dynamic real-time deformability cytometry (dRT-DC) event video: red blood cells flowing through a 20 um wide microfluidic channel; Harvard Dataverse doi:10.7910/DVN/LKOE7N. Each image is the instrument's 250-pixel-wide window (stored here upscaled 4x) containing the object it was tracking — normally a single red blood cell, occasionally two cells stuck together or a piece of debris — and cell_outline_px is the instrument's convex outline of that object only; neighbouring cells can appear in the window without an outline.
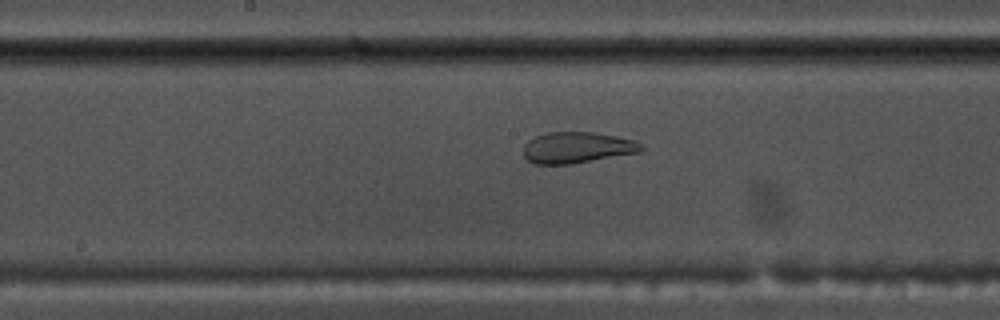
{"species": "common noctule bat (a hibernating species)", "species_latin": "Nyctalus noctula", "temperature_condition": "warm", "stored_images_in_passage": 50, "camera_frame_rate_fps": 3000, "um_per_image_px": 0.085, "animal": {"sex": "male", "body_mass_g": 17.5, "forearm_length_mm": 52.3}, "frame": {"image": 1, "passage_image": 24, "time_ms": 7.667, "image_size_px": [1000, 320], "cell_outline_px": [[648, 148], [640, 152], [572, 164], [532, 164], [524, 156], [524, 144], [528, 140], [536, 136], [548, 132], [596, 132], [636, 140], [644, 144]], "centroid_in_image_um": [49.11, 12.54], "position_along_channel_um": 199.1, "area_um2": 21.73}}
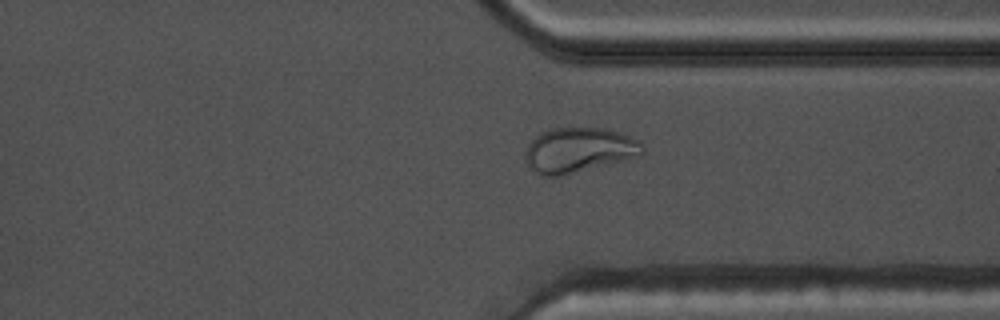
{"frame": {"image": 2, "passage_image": 37, "time_ms": 12.0, "image_size_px": [1000, 320], "cell_outline_px": [[644, 152], [640, 156], [556, 176], [544, 176], [536, 172], [528, 164], [524, 156], [524, 152], [528, 144], [536, 136], [552, 128], [604, 128], [620, 132], [640, 140], [644, 144]], "centroid_in_image_um": [49.23, 12.73], "position_along_channel_um": 362.2, "area_um2": 30.35}}
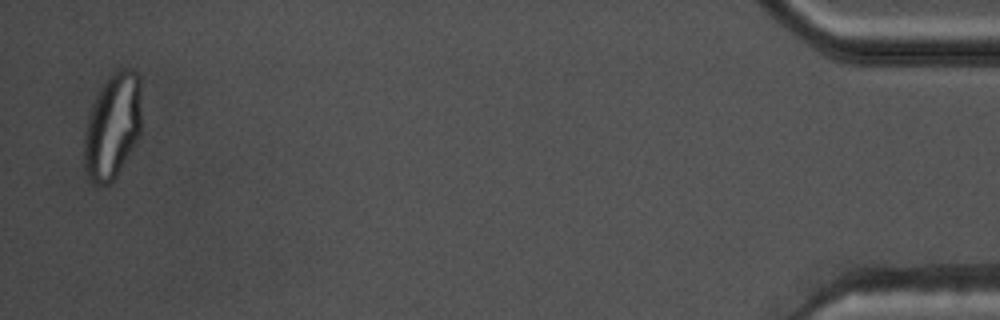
{"frame": {"image": 3, "passage_image": 49, "time_ms": 16.0, "image_size_px": [1000, 320], "cell_outline_px": [[140, 132], [132, 148], [116, 176], [108, 184], [96, 184], [88, 176], [84, 164], [84, 136], [88, 120], [96, 96], [100, 88], [108, 76], [116, 68], [132, 68], [140, 76]], "centroid_in_image_um": [9.57, 10.66], "position_along_channel_um": 425.6, "area_um2": 34.97}, "authors_computed_cell_mechanics": {"area_um2": 29.6225, "velocity_mm_per_s": 3.7645, "shape_relaxation_time_tau1_ms": null, "shape_relaxation_time_tau2_ms": 1.0713, "deformation_change_tau1": null, "deformation_change_tau2": 0.0887}}